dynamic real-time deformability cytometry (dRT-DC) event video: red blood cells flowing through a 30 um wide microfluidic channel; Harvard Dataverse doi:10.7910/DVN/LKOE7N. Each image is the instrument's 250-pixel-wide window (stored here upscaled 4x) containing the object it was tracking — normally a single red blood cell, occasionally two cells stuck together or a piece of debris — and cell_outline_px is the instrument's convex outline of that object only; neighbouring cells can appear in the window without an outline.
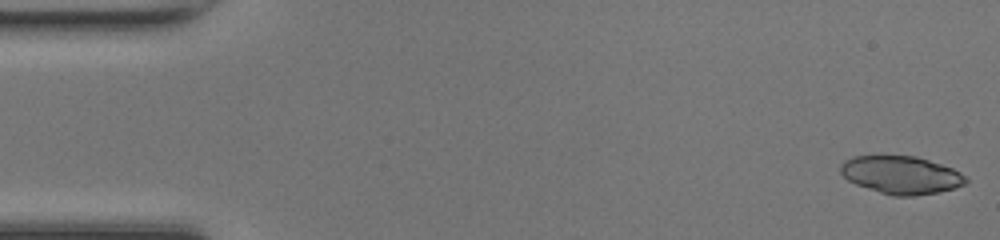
{"species": "common noctule bat (a hibernating species)", "species_latin": "Nyctalus noctula", "temperature_condition": "room temperature", "stored_images_in_passage": 48, "camera_frame_rate_fps": 3000, "um_per_image_px": 0.085, "animal": {"sex": "female", "body_mass_g": 17.0, "forearm_length_mm": 48.0}, "frame": {"image": 1, "passage_image": 1, "time_ms": 0.0, "image_size_px": [1000, 240], "cell_outline_px": [[968, 180], [964, 184], [956, 188], [916, 196], [892, 196], [856, 184], [848, 180], [840, 172], [840, 164], [844, 160], [852, 156], [916, 156], [952, 168], [960, 172]], "centroid_in_image_um": [76.58, 14.87], "position_along_channel_um": 8.4, "area_um2": 27.51}}